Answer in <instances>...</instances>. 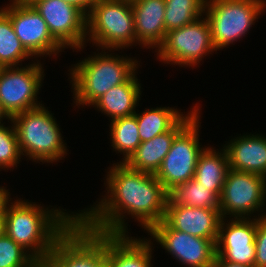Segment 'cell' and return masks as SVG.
I'll list each match as a JSON object with an SVG mask.
<instances>
[{
  "label": "cell",
  "instance_id": "obj_2",
  "mask_svg": "<svg viewBox=\"0 0 266 267\" xmlns=\"http://www.w3.org/2000/svg\"><path fill=\"white\" fill-rule=\"evenodd\" d=\"M10 201H7L3 211L5 234L37 262L49 256L57 238L78 217L77 213L71 215L60 208L44 209L43 205H36L35 202L32 204L31 201Z\"/></svg>",
  "mask_w": 266,
  "mask_h": 267
},
{
  "label": "cell",
  "instance_id": "obj_10",
  "mask_svg": "<svg viewBox=\"0 0 266 267\" xmlns=\"http://www.w3.org/2000/svg\"><path fill=\"white\" fill-rule=\"evenodd\" d=\"M199 114L174 138L156 178L169 191L194 178L197 160L204 148L199 143Z\"/></svg>",
  "mask_w": 266,
  "mask_h": 267
},
{
  "label": "cell",
  "instance_id": "obj_14",
  "mask_svg": "<svg viewBox=\"0 0 266 267\" xmlns=\"http://www.w3.org/2000/svg\"><path fill=\"white\" fill-rule=\"evenodd\" d=\"M148 233L183 265L214 267L216 244L212 240L172 229L164 220L154 225Z\"/></svg>",
  "mask_w": 266,
  "mask_h": 267
},
{
  "label": "cell",
  "instance_id": "obj_28",
  "mask_svg": "<svg viewBox=\"0 0 266 267\" xmlns=\"http://www.w3.org/2000/svg\"><path fill=\"white\" fill-rule=\"evenodd\" d=\"M10 121L12 126L0 125V169L3 170L17 167L21 159L15 126L12 120Z\"/></svg>",
  "mask_w": 266,
  "mask_h": 267
},
{
  "label": "cell",
  "instance_id": "obj_20",
  "mask_svg": "<svg viewBox=\"0 0 266 267\" xmlns=\"http://www.w3.org/2000/svg\"><path fill=\"white\" fill-rule=\"evenodd\" d=\"M151 239L107 233V259L109 267H152Z\"/></svg>",
  "mask_w": 266,
  "mask_h": 267
},
{
  "label": "cell",
  "instance_id": "obj_36",
  "mask_svg": "<svg viewBox=\"0 0 266 267\" xmlns=\"http://www.w3.org/2000/svg\"><path fill=\"white\" fill-rule=\"evenodd\" d=\"M41 267H51L45 260L41 261Z\"/></svg>",
  "mask_w": 266,
  "mask_h": 267
},
{
  "label": "cell",
  "instance_id": "obj_25",
  "mask_svg": "<svg viewBox=\"0 0 266 267\" xmlns=\"http://www.w3.org/2000/svg\"><path fill=\"white\" fill-rule=\"evenodd\" d=\"M31 57L14 32L10 18L0 9V66H21L22 61Z\"/></svg>",
  "mask_w": 266,
  "mask_h": 267
},
{
  "label": "cell",
  "instance_id": "obj_35",
  "mask_svg": "<svg viewBox=\"0 0 266 267\" xmlns=\"http://www.w3.org/2000/svg\"><path fill=\"white\" fill-rule=\"evenodd\" d=\"M6 118L8 120H11V117L6 113V111L2 108V105L0 103V125L1 124H4V123H1L2 120Z\"/></svg>",
  "mask_w": 266,
  "mask_h": 267
},
{
  "label": "cell",
  "instance_id": "obj_15",
  "mask_svg": "<svg viewBox=\"0 0 266 267\" xmlns=\"http://www.w3.org/2000/svg\"><path fill=\"white\" fill-rule=\"evenodd\" d=\"M223 218L216 243V259L254 267L257 218ZM225 221V222H224Z\"/></svg>",
  "mask_w": 266,
  "mask_h": 267
},
{
  "label": "cell",
  "instance_id": "obj_8",
  "mask_svg": "<svg viewBox=\"0 0 266 267\" xmlns=\"http://www.w3.org/2000/svg\"><path fill=\"white\" fill-rule=\"evenodd\" d=\"M156 50L157 57L164 64L171 63L181 67H194L204 56L217 51L212 41L210 23L203 16L190 24L166 32L164 41Z\"/></svg>",
  "mask_w": 266,
  "mask_h": 267
},
{
  "label": "cell",
  "instance_id": "obj_4",
  "mask_svg": "<svg viewBox=\"0 0 266 267\" xmlns=\"http://www.w3.org/2000/svg\"><path fill=\"white\" fill-rule=\"evenodd\" d=\"M21 155L34 162L53 163L68 154L53 114L41 105L11 117Z\"/></svg>",
  "mask_w": 266,
  "mask_h": 267
},
{
  "label": "cell",
  "instance_id": "obj_3",
  "mask_svg": "<svg viewBox=\"0 0 266 267\" xmlns=\"http://www.w3.org/2000/svg\"><path fill=\"white\" fill-rule=\"evenodd\" d=\"M102 53L85 58L69 69L74 103L78 107L91 106L109 89L126 83L136 73L138 61L134 58L111 55L105 49Z\"/></svg>",
  "mask_w": 266,
  "mask_h": 267
},
{
  "label": "cell",
  "instance_id": "obj_37",
  "mask_svg": "<svg viewBox=\"0 0 266 267\" xmlns=\"http://www.w3.org/2000/svg\"><path fill=\"white\" fill-rule=\"evenodd\" d=\"M32 267H41V261L40 262H36Z\"/></svg>",
  "mask_w": 266,
  "mask_h": 267
},
{
  "label": "cell",
  "instance_id": "obj_16",
  "mask_svg": "<svg viewBox=\"0 0 266 267\" xmlns=\"http://www.w3.org/2000/svg\"><path fill=\"white\" fill-rule=\"evenodd\" d=\"M223 217L220 209H205L185 205H167L164 221L180 232L200 238L218 240Z\"/></svg>",
  "mask_w": 266,
  "mask_h": 267
},
{
  "label": "cell",
  "instance_id": "obj_5",
  "mask_svg": "<svg viewBox=\"0 0 266 267\" xmlns=\"http://www.w3.org/2000/svg\"><path fill=\"white\" fill-rule=\"evenodd\" d=\"M45 261L51 267H109L107 233L88 228L77 217L57 238Z\"/></svg>",
  "mask_w": 266,
  "mask_h": 267
},
{
  "label": "cell",
  "instance_id": "obj_9",
  "mask_svg": "<svg viewBox=\"0 0 266 267\" xmlns=\"http://www.w3.org/2000/svg\"><path fill=\"white\" fill-rule=\"evenodd\" d=\"M43 68L38 62L20 68L1 67L0 103L10 117L43 105L37 101L45 76Z\"/></svg>",
  "mask_w": 266,
  "mask_h": 267
},
{
  "label": "cell",
  "instance_id": "obj_17",
  "mask_svg": "<svg viewBox=\"0 0 266 267\" xmlns=\"http://www.w3.org/2000/svg\"><path fill=\"white\" fill-rule=\"evenodd\" d=\"M198 107L196 104L169 131L141 142L125 163L131 169L156 174L170 150L174 138L200 113Z\"/></svg>",
  "mask_w": 266,
  "mask_h": 267
},
{
  "label": "cell",
  "instance_id": "obj_7",
  "mask_svg": "<svg viewBox=\"0 0 266 267\" xmlns=\"http://www.w3.org/2000/svg\"><path fill=\"white\" fill-rule=\"evenodd\" d=\"M265 7V0H206L204 13L216 50L245 36Z\"/></svg>",
  "mask_w": 266,
  "mask_h": 267
},
{
  "label": "cell",
  "instance_id": "obj_31",
  "mask_svg": "<svg viewBox=\"0 0 266 267\" xmlns=\"http://www.w3.org/2000/svg\"><path fill=\"white\" fill-rule=\"evenodd\" d=\"M63 1L79 8L86 16L89 15L93 6L98 2V0H63Z\"/></svg>",
  "mask_w": 266,
  "mask_h": 267
},
{
  "label": "cell",
  "instance_id": "obj_11",
  "mask_svg": "<svg viewBox=\"0 0 266 267\" xmlns=\"http://www.w3.org/2000/svg\"><path fill=\"white\" fill-rule=\"evenodd\" d=\"M265 201V177L229 169L220 195L223 218H226V215L240 219L250 218L256 211L265 210Z\"/></svg>",
  "mask_w": 266,
  "mask_h": 267
},
{
  "label": "cell",
  "instance_id": "obj_19",
  "mask_svg": "<svg viewBox=\"0 0 266 267\" xmlns=\"http://www.w3.org/2000/svg\"><path fill=\"white\" fill-rule=\"evenodd\" d=\"M227 143L224 149L227 152L230 169L266 178V136L243 135Z\"/></svg>",
  "mask_w": 266,
  "mask_h": 267
},
{
  "label": "cell",
  "instance_id": "obj_22",
  "mask_svg": "<svg viewBox=\"0 0 266 267\" xmlns=\"http://www.w3.org/2000/svg\"><path fill=\"white\" fill-rule=\"evenodd\" d=\"M229 169L228 156L224 147L220 152H216L211 147H204L197 160L194 179L208 191H213L220 197Z\"/></svg>",
  "mask_w": 266,
  "mask_h": 267
},
{
  "label": "cell",
  "instance_id": "obj_26",
  "mask_svg": "<svg viewBox=\"0 0 266 267\" xmlns=\"http://www.w3.org/2000/svg\"><path fill=\"white\" fill-rule=\"evenodd\" d=\"M109 126L112 147L123 153L125 163L141 143L136 115L115 119Z\"/></svg>",
  "mask_w": 266,
  "mask_h": 267
},
{
  "label": "cell",
  "instance_id": "obj_1",
  "mask_svg": "<svg viewBox=\"0 0 266 267\" xmlns=\"http://www.w3.org/2000/svg\"><path fill=\"white\" fill-rule=\"evenodd\" d=\"M107 173L104 183L107 196L91 209L77 213L88 228L110 235H127L123 214H131L147 232L164 220L168 191L155 174L131 169L121 161L114 163Z\"/></svg>",
  "mask_w": 266,
  "mask_h": 267
},
{
  "label": "cell",
  "instance_id": "obj_24",
  "mask_svg": "<svg viewBox=\"0 0 266 267\" xmlns=\"http://www.w3.org/2000/svg\"><path fill=\"white\" fill-rule=\"evenodd\" d=\"M135 115L141 142L169 131L184 116L183 112L172 107L147 108Z\"/></svg>",
  "mask_w": 266,
  "mask_h": 267
},
{
  "label": "cell",
  "instance_id": "obj_29",
  "mask_svg": "<svg viewBox=\"0 0 266 267\" xmlns=\"http://www.w3.org/2000/svg\"><path fill=\"white\" fill-rule=\"evenodd\" d=\"M36 262L6 234L0 237V267H32Z\"/></svg>",
  "mask_w": 266,
  "mask_h": 267
},
{
  "label": "cell",
  "instance_id": "obj_18",
  "mask_svg": "<svg viewBox=\"0 0 266 267\" xmlns=\"http://www.w3.org/2000/svg\"><path fill=\"white\" fill-rule=\"evenodd\" d=\"M131 6L136 44L158 49L166 35L165 0H131Z\"/></svg>",
  "mask_w": 266,
  "mask_h": 267
},
{
  "label": "cell",
  "instance_id": "obj_13",
  "mask_svg": "<svg viewBox=\"0 0 266 267\" xmlns=\"http://www.w3.org/2000/svg\"><path fill=\"white\" fill-rule=\"evenodd\" d=\"M0 8L11 20L12 27L24 48L32 55L56 56L64 49L49 32L47 23L28 1L10 0Z\"/></svg>",
  "mask_w": 266,
  "mask_h": 267
},
{
  "label": "cell",
  "instance_id": "obj_32",
  "mask_svg": "<svg viewBox=\"0 0 266 267\" xmlns=\"http://www.w3.org/2000/svg\"><path fill=\"white\" fill-rule=\"evenodd\" d=\"M6 187H0V215L4 211L5 204L10 198V192H8V189H5Z\"/></svg>",
  "mask_w": 266,
  "mask_h": 267
},
{
  "label": "cell",
  "instance_id": "obj_30",
  "mask_svg": "<svg viewBox=\"0 0 266 267\" xmlns=\"http://www.w3.org/2000/svg\"><path fill=\"white\" fill-rule=\"evenodd\" d=\"M263 214L257 217L254 267H266V213Z\"/></svg>",
  "mask_w": 266,
  "mask_h": 267
},
{
  "label": "cell",
  "instance_id": "obj_12",
  "mask_svg": "<svg viewBox=\"0 0 266 267\" xmlns=\"http://www.w3.org/2000/svg\"><path fill=\"white\" fill-rule=\"evenodd\" d=\"M47 23L52 37L63 47L84 49L87 16L63 0H27ZM85 42V43H84Z\"/></svg>",
  "mask_w": 266,
  "mask_h": 267
},
{
  "label": "cell",
  "instance_id": "obj_27",
  "mask_svg": "<svg viewBox=\"0 0 266 267\" xmlns=\"http://www.w3.org/2000/svg\"><path fill=\"white\" fill-rule=\"evenodd\" d=\"M205 5L206 0H165L166 32L183 27L202 17Z\"/></svg>",
  "mask_w": 266,
  "mask_h": 267
},
{
  "label": "cell",
  "instance_id": "obj_6",
  "mask_svg": "<svg viewBox=\"0 0 266 267\" xmlns=\"http://www.w3.org/2000/svg\"><path fill=\"white\" fill-rule=\"evenodd\" d=\"M87 35L110 52L136 44L131 0H98L87 16Z\"/></svg>",
  "mask_w": 266,
  "mask_h": 267
},
{
  "label": "cell",
  "instance_id": "obj_34",
  "mask_svg": "<svg viewBox=\"0 0 266 267\" xmlns=\"http://www.w3.org/2000/svg\"><path fill=\"white\" fill-rule=\"evenodd\" d=\"M5 234V219L4 213L0 215V237Z\"/></svg>",
  "mask_w": 266,
  "mask_h": 267
},
{
  "label": "cell",
  "instance_id": "obj_21",
  "mask_svg": "<svg viewBox=\"0 0 266 267\" xmlns=\"http://www.w3.org/2000/svg\"><path fill=\"white\" fill-rule=\"evenodd\" d=\"M135 76L136 73L126 83L109 89L92 106L111 117V121L134 115L142 93L139 79Z\"/></svg>",
  "mask_w": 266,
  "mask_h": 267
},
{
  "label": "cell",
  "instance_id": "obj_33",
  "mask_svg": "<svg viewBox=\"0 0 266 267\" xmlns=\"http://www.w3.org/2000/svg\"><path fill=\"white\" fill-rule=\"evenodd\" d=\"M214 267H249V266L234 262H226L224 260H215Z\"/></svg>",
  "mask_w": 266,
  "mask_h": 267
},
{
  "label": "cell",
  "instance_id": "obj_23",
  "mask_svg": "<svg viewBox=\"0 0 266 267\" xmlns=\"http://www.w3.org/2000/svg\"><path fill=\"white\" fill-rule=\"evenodd\" d=\"M167 205L220 209V197L192 178L168 191Z\"/></svg>",
  "mask_w": 266,
  "mask_h": 267
}]
</instances>
